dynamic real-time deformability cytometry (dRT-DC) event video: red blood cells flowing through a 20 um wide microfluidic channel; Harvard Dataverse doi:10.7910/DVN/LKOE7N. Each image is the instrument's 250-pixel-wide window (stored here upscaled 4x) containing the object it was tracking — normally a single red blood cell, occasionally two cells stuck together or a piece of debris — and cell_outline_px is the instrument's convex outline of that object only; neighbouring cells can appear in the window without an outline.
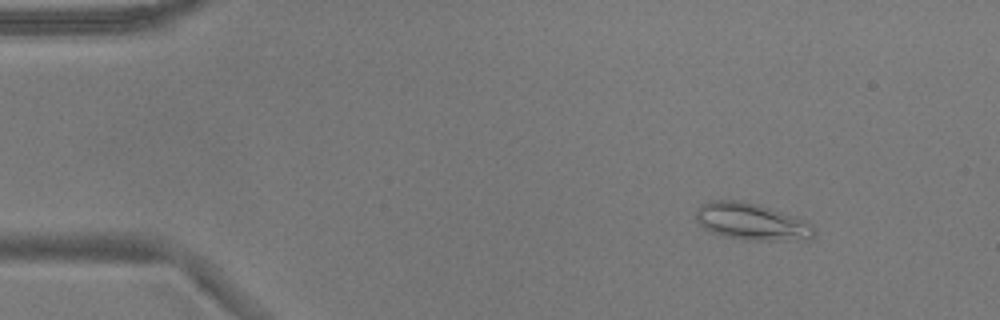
{"species": "common noctule bat (a hibernating species)", "species_latin": "Nyctalus noctula", "temperature_condition": "warm", "stored_images_in_passage": 49, "camera_frame_rate_fps": 3000, "um_per_image_px": 0.085, "animal": {"sex": "male", "body_mass_g": 17.9}, "frame": {"image": 1, "passage_image": 3, "time_ms": 0.667, "image_size_px": [1000, 320], "cell_outline_px": [[812, 236], [808, 240], [740, 240], [724, 236], [712, 232], [704, 228], [696, 220], [696, 208], [712, 200], [740, 200], [760, 204], [804, 220], [812, 224]], "centroid_in_image_um": [63.85, 18.84], "position_along_channel_um": 21.1, "area_um2": 25.37}}
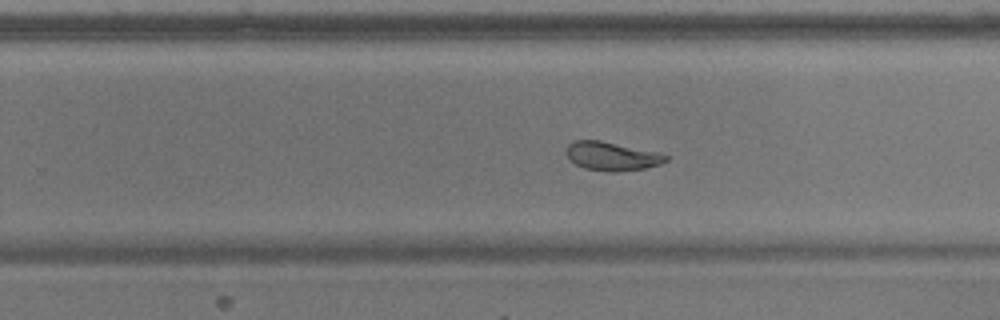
{"frame": {"image": 2, "passage_image": 30, "time_ms": 9.667, "image_size_px": [1000, 320], "cell_outline_px": [[668, 160], [660, 164], [644, 168], [616, 172], [612, 172], [584, 168], [568, 160], [564, 152], [568, 144], [576, 140], [600, 140], [656, 152], [668, 156]], "centroid_in_image_um": [51.94, 13.27], "position_along_channel_um": 277.9, "area_um2": 16.59}}
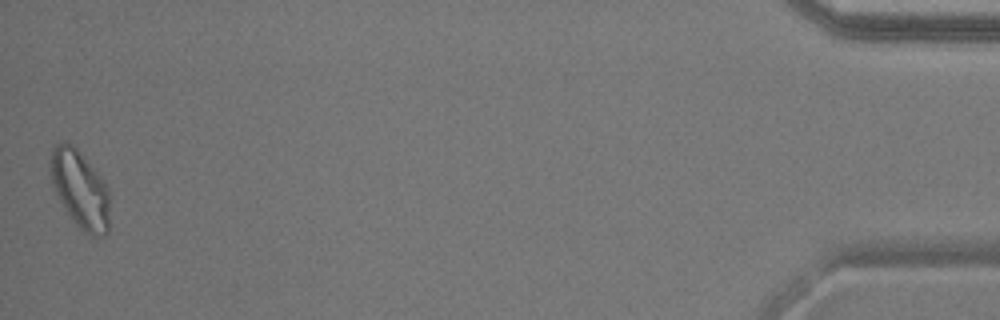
{"frame": {"image": 3, "passage_image": 49, "time_ms": 16.0, "image_size_px": [1000, 320], "cell_outline_px": [[108, 232], [104, 236], [92, 236], [84, 232], [76, 224], [52, 188], [48, 168], [48, 164], [52, 148], [56, 144], [64, 140], [68, 140], [76, 148], [104, 180], [108, 188]], "centroid_in_image_um": [6.76, 16.04], "position_along_channel_um": 428.4, "area_um2": 26.99}, "authors_computed_cell_mechanics": {"area_um2": 19.7098, "velocity_mm_per_s": 3.7977, "shape_relaxation_time_tau1_ms": null, "shape_relaxation_time_tau2_ms": 1.9758, "deformation_change_tau1": null, "deformation_change_tau2": 0.0677}}